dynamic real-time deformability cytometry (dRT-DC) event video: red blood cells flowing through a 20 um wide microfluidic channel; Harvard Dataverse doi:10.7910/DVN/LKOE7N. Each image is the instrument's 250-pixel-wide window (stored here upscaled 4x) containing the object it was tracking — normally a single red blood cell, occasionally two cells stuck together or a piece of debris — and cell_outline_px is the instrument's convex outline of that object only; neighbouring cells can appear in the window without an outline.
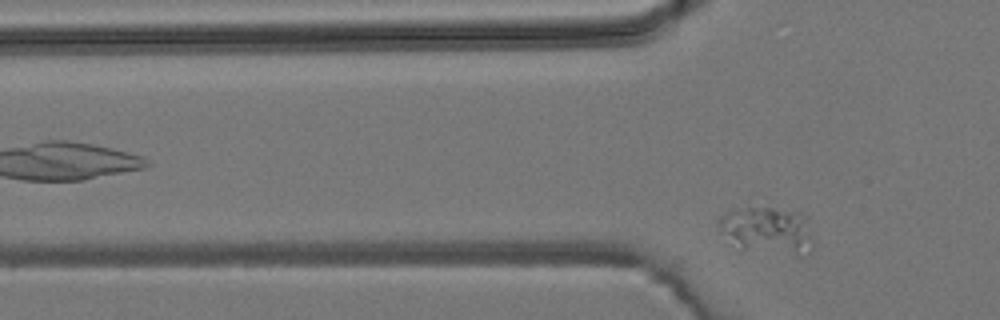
{"species": "common noctule bat (a hibernating species)", "species_latin": "Nyctalus noctula", "temperature_condition": "room temperature", "stored_images_in_passage": 5, "camera_frame_rate_fps": 3000, "um_per_image_px": 0.085, "animal": {"sex": "male", "body_mass_g": 19.2, "forearm_length_mm": 51.8}, "frame": {"image": 1, "passage_image": 5, "time_ms": 4.667, "image_size_px": [1000, 320], "cell_outline_px": [[812, 240], [800, 256], [796, 256], [744, 248], [720, 232], [716, 224], [716, 220], [720, 216], [728, 212], [748, 208], [772, 208], [800, 212], [808, 216], [812, 232]], "centroid_in_image_um": [65.26, 19.54], "position_along_channel_um": 60.5, "area_um2": 25.37}}